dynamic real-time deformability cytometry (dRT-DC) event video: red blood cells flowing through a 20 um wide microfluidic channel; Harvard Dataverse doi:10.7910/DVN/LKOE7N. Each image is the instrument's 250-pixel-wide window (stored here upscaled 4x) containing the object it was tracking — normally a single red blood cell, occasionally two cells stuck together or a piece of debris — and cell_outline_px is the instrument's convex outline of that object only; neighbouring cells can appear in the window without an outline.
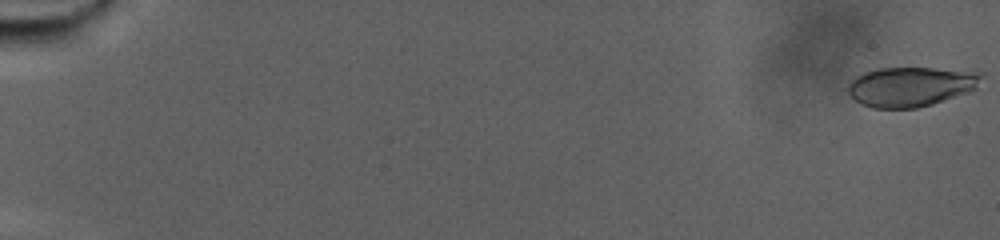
{"species": "human", "species_latin": "Homo sapiens", "temperature_condition": "warm", "stored_images_in_passage": 86, "camera_frame_rate_fps": 3000, "um_per_image_px": 0.085, "donor": {"sex": "male"}, "frame": {"image": 1, "passage_image": 1, "time_ms": 0.0, "image_size_px": [1000, 240], "cell_outline_px": [[984, 72], [976, 88], [968, 92], [932, 104], [916, 108], [872, 108], [860, 104], [848, 92], [848, 84], [856, 76], [864, 72], [876, 68], [932, 68]], "centroid_in_image_um": [77.41, 7.35], "position_along_channel_um": 7.6, "area_um2": 30.81}}
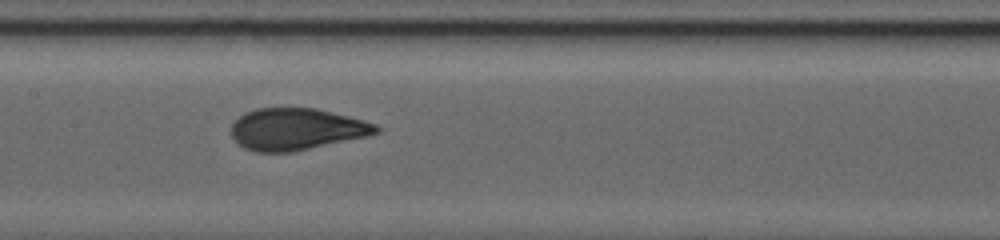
{"frame": {"image": 2, "passage_image": 47, "time_ms": 15.333, "image_size_px": [1000, 240], "cell_outline_px": [[384, 128], [380, 132], [368, 136], [292, 152], [256, 152], [244, 148], [232, 136], [232, 124], [244, 112], [256, 108], [316, 108], [364, 120], [376, 124]], "centroid_in_image_um": [25.24, 10.97], "position_along_channel_um": 182.2, "area_um2": 35.32}}
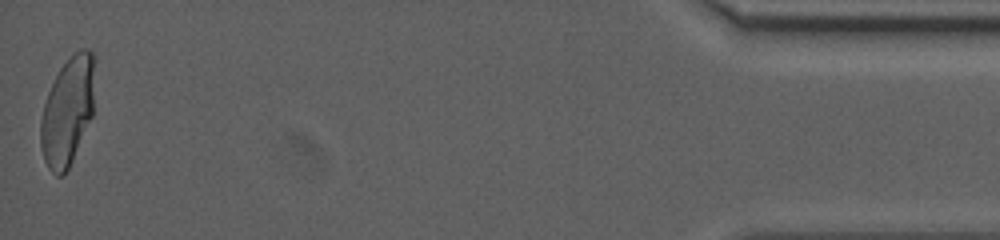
{"frame": {"image": 3, "passage_image": 86, "time_ms": 28.333, "image_size_px": [1000, 240], "cell_outline_px": [[92, 116], [72, 160], [68, 168], [60, 176], [56, 176], [48, 168], [44, 160], [40, 144], [40, 120], [44, 104], [48, 92], [60, 68], [76, 52], [84, 48], [88, 48], [92, 52]], "centroid_in_image_um": [5.7, 9.51], "position_along_channel_um": 429.5, "area_um2": 33.12}, "authors_computed_cell_mechanics": {"area_um2": 33.7552, "velocity_mm_per_s": 2.5161, "shape_relaxation_time_tau1_ms": 8.4249, "shape_relaxation_time_tau2_ms": null, "deformation_change_tau1": 0.2148, "deformation_change_tau2": null}}